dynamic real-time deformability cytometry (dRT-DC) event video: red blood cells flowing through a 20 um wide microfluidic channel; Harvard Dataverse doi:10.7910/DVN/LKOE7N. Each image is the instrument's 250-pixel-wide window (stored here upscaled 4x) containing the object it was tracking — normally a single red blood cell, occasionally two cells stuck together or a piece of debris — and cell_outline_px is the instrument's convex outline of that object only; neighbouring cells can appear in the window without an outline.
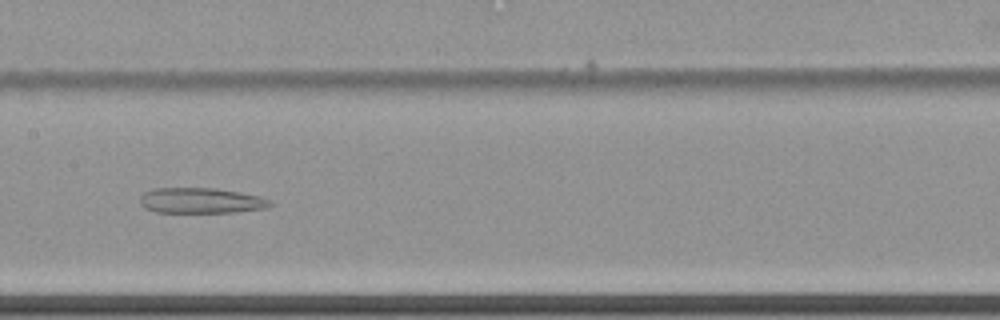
{"species": "common noctule bat (a hibernating species)", "species_latin": "Nyctalus noctula", "temperature_condition": "cold", "stored_images_in_passage": 65, "camera_frame_rate_fps": 3000, "um_per_image_px": 0.085, "animal": {"sex": "female", "body_mass_g": 22.7, "forearm_length_mm": 54.2}, "frame": {"image": 1, "passage_image": 37, "time_ms": 12.0, "image_size_px": [1000, 320], "cell_outline_px": [[276, 204], [268, 208], [232, 212], [156, 212], [144, 208], [140, 204], [140, 196], [144, 192], [152, 188], [212, 188], [240, 192], [260, 196], [272, 200]], "centroid_in_image_um": [17.11, 17.05], "position_along_channel_um": 190.3, "area_um2": 19.54}}
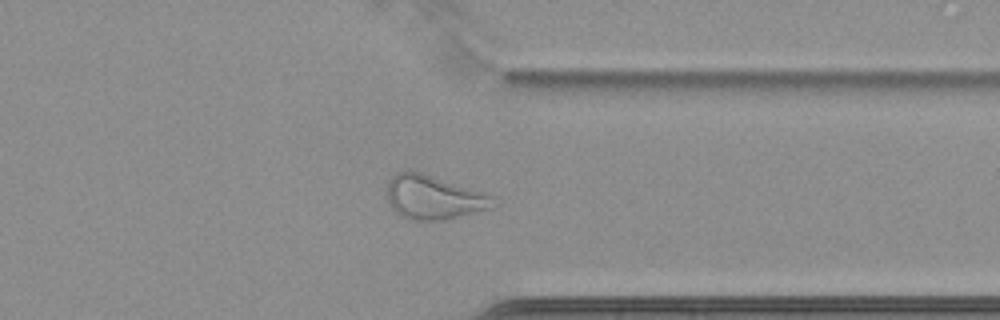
{"frame": {"image": 2, "passage_image": 53, "time_ms": 17.333, "image_size_px": [1000, 320], "cell_outline_px": [[496, 208], [444, 220], [408, 220], [400, 216], [392, 208], [388, 200], [388, 180], [396, 172], [420, 172], [484, 192], [492, 196]], "centroid_in_image_um": [36.88, 16.8], "position_along_channel_um": 374.5, "area_um2": 27.17}}
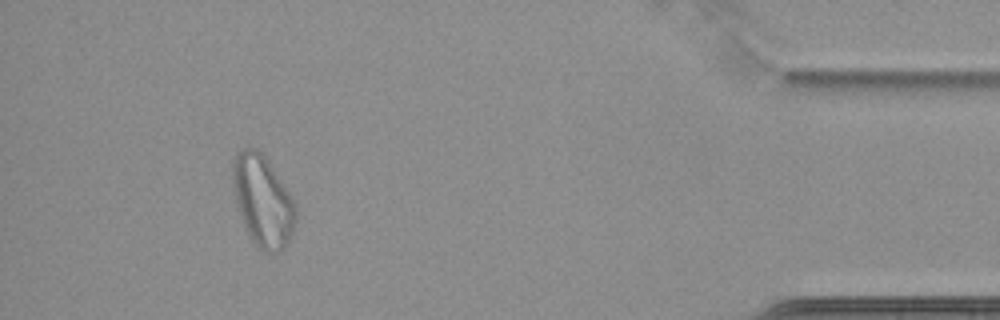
{"frame": {"image": 3, "passage_image": 61, "time_ms": 20.0, "image_size_px": [1000, 320], "cell_outline_px": [[296, 220], [292, 236], [288, 244], [280, 252], [264, 252], [252, 240], [240, 216], [232, 184], [232, 164], [236, 152], [244, 148], [256, 148], [268, 160], [292, 196], [296, 204]], "centroid_in_image_um": [22.35, 17.08], "position_along_channel_um": 412.8, "area_um2": 33.58}}